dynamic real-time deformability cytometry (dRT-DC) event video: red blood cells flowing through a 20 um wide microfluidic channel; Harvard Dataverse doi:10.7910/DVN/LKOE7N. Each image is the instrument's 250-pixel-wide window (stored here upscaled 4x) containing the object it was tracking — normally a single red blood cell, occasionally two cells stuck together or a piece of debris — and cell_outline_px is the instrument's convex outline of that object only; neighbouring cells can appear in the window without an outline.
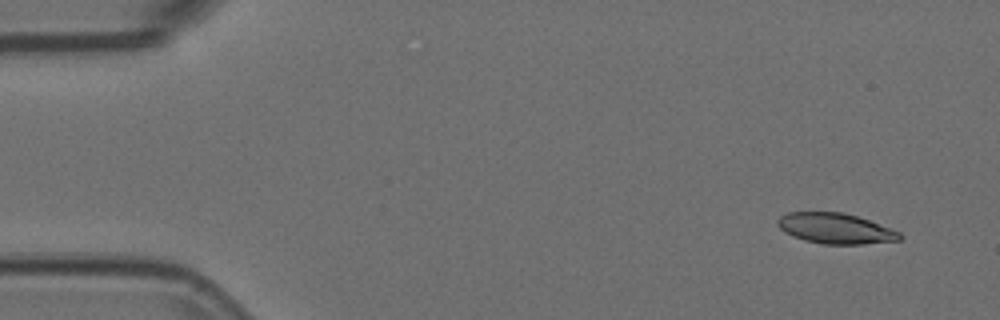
{"species": "Egyptian fruit bat (a non-hibernating species)", "species_latin": "Rousettus aegyptiacus", "temperature_condition": "room temperature", "stored_images_in_passage": 5, "camera_frame_rate_fps": 3000, "um_per_image_px": 0.085, "animal": {"sex": "female"}, "frame": {"image": 1, "passage_image": 1, "time_ms": 0.0, "image_size_px": [1000, 320], "cell_outline_px": [[904, 236], [900, 240], [864, 244], [824, 244], [804, 240], [792, 236], [784, 232], [776, 224], [776, 220], [780, 216], [788, 212], [844, 212], [868, 220], [900, 232]], "centroid_in_image_um": [70.99, 19.42], "position_along_channel_um": 14.0, "area_um2": 21.73}}
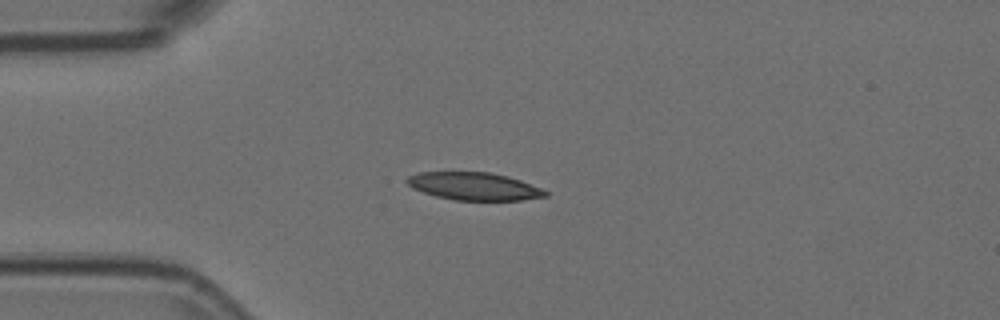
{"frame": {"image": 2, "passage_image": 4, "time_ms": 1.0, "image_size_px": [1000, 320], "cell_outline_px": [[548, 196], [520, 200], [456, 200], [436, 196], [412, 188], [404, 180], [408, 176], [420, 172], [488, 172], [508, 176], [520, 180], [540, 188], [548, 192]], "centroid_in_image_um": [40.28, 15.83], "position_along_channel_um": 44.7, "area_um2": 22.2}}
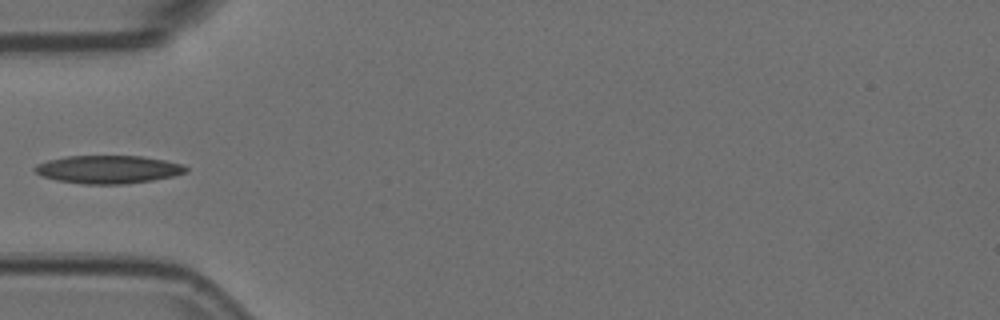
{"frame": {"image": 3, "passage_image": 5, "time_ms": 1.333, "image_size_px": [1000, 320], "cell_outline_px": [[188, 172], [172, 176], [152, 180], [124, 184], [84, 184], [56, 180], [44, 176], [36, 172], [32, 168], [36, 164], [48, 160], [64, 156], [140, 156], [164, 160], [184, 164], [188, 168]], "centroid_in_image_um": [9.2, 14.39], "position_along_channel_um": 75.8, "area_um2": 24.68}}